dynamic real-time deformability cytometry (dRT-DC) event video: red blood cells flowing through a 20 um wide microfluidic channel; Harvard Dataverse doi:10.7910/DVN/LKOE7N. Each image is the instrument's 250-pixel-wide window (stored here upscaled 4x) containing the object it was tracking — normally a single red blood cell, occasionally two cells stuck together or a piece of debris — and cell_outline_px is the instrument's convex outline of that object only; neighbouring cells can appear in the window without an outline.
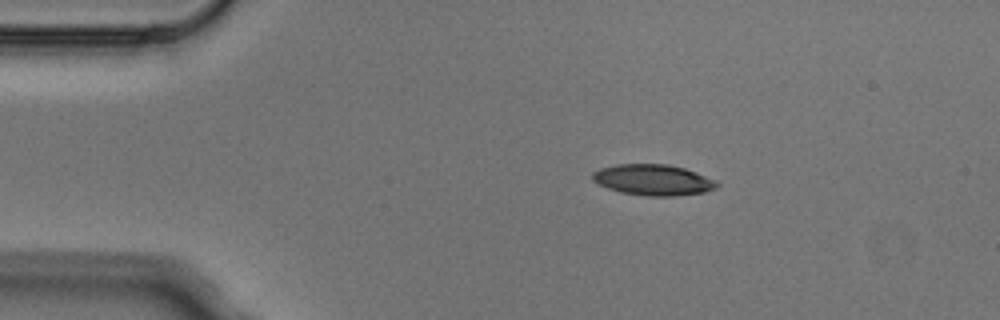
{"species": "Egyptian fruit bat (a non-hibernating species)", "species_latin": "Rousettus aegyptiacus", "temperature_condition": "cold", "stored_images_in_passage": 3, "camera_frame_rate_fps": 3000, "um_per_image_px": 0.085, "animal": {"sex": "male"}, "frame": {"image": 1, "passage_image": 1, "time_ms": 0.0, "image_size_px": [1000, 320], "cell_outline_px": [[720, 184], [716, 188], [704, 192], [676, 196], [648, 196], [620, 192], [596, 184], [592, 180], [592, 172], [600, 168], [616, 164], [668, 164], [684, 168], [696, 172], [716, 180]], "centroid_in_image_um": [55.5, 15.29], "position_along_channel_um": 29.5, "area_um2": 22.6}}
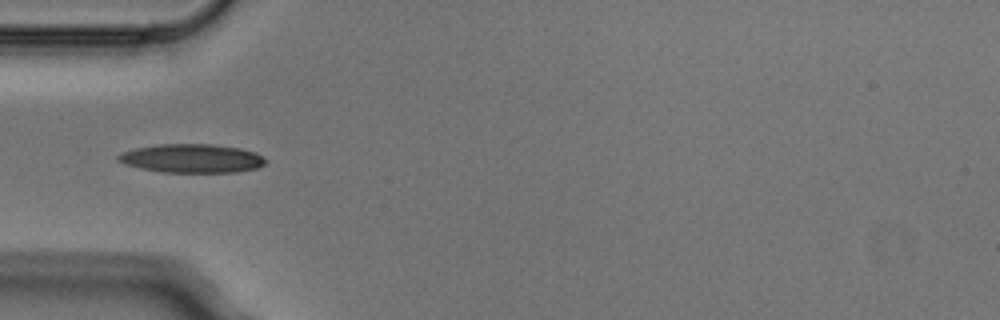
{"frame": {"image": 2, "passage_image": 3, "time_ms": 0.667, "image_size_px": [1000, 320], "cell_outline_px": [[268, 160], [264, 164], [256, 168], [236, 172], [160, 172], [140, 168], [124, 164], [116, 160], [116, 156], [124, 152], [136, 148], [160, 144], [212, 144], [240, 148], [256, 152], [264, 156]], "centroid_in_image_um": [16.33, 13.46], "position_along_channel_um": 68.7, "area_um2": 24.74}}